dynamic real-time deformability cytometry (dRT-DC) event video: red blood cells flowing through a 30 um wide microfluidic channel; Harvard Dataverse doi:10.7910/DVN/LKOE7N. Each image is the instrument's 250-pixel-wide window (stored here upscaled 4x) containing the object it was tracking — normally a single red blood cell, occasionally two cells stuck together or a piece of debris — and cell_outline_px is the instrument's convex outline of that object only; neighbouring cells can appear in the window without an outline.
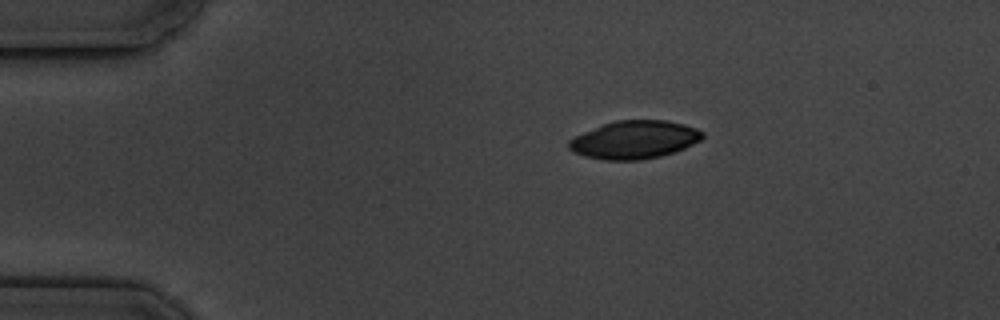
{"species": "common noctule bat (a hibernating species)", "species_latin": "Nyctalus noctula", "temperature_condition": "cold", "stored_images_in_passage": 6, "camera_frame_rate_fps": 3000, "um_per_image_px": 0.085, "animal": {"sex": "male", "body_mass_g": 19.5, "forearm_length_mm": 54.6}, "frame": {"image": 1, "passage_image": 1, "time_ms": 0.0, "image_size_px": [1000, 320], "cell_outline_px": [[704, 136], [700, 140], [684, 148], [660, 156], [640, 160], [604, 160], [584, 156], [572, 152], [568, 148], [568, 140], [584, 132], [604, 124], [616, 120], [664, 120], [684, 124], [696, 128], [704, 132]], "centroid_in_image_um": [53.91, 11.88], "position_along_channel_um": 31.1, "area_um2": 29.48}}